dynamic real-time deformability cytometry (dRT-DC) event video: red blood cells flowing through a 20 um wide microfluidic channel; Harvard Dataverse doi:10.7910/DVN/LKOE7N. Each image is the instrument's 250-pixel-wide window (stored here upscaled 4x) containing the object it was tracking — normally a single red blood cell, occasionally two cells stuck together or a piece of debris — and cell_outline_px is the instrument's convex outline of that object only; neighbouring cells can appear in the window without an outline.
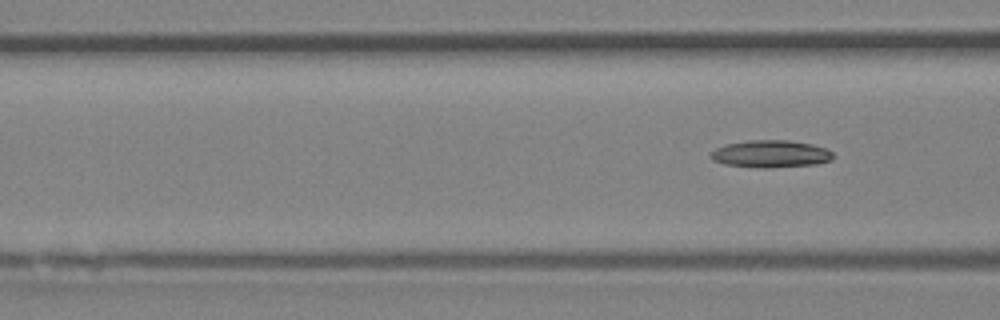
{"species": "Egyptian fruit bat (a non-hibernating species)", "species_latin": "Rousettus aegyptiacus", "temperature_condition": "room temperature", "stored_images_in_passage": 6, "camera_frame_rate_fps": 3000, "um_per_image_px": 0.085, "animal": {"sex": "female"}, "frame": {"image": 1, "passage_image": 6, "time_ms": 1.667, "image_size_px": [1000, 320], "cell_outline_px": [[832, 160], [816, 164], [768, 168], [756, 168], [724, 164], [712, 160], [708, 156], [708, 152], [724, 144], [748, 140], [788, 140], [812, 144], [828, 148], [832, 152]], "centroid_in_image_um": [65.46, 13.08], "position_along_channel_um": 101.1, "area_um2": 19.83}}